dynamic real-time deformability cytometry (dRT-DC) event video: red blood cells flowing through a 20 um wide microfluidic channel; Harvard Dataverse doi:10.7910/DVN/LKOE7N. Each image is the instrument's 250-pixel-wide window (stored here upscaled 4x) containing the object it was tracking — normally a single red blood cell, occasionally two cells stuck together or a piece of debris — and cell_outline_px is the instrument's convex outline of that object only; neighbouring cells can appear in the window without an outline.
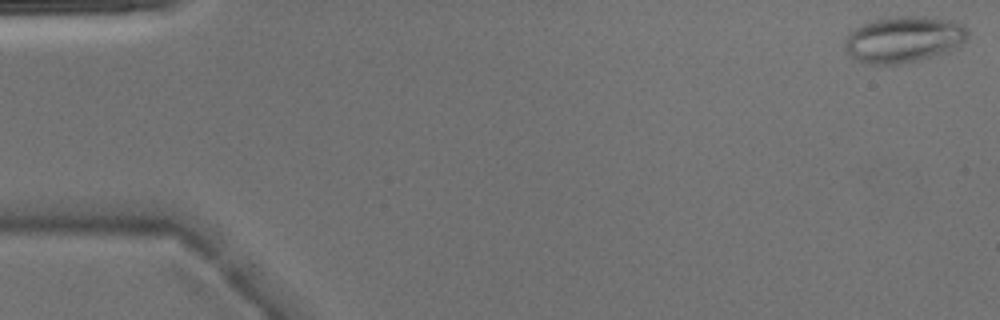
{"species": "Egyptian fruit bat (a non-hibernating species)", "species_latin": "Rousettus aegyptiacus", "temperature_condition": "warm", "stored_images_in_passage": 48, "camera_frame_rate_fps": 3000, "um_per_image_px": 0.085, "animal": {"sex": "male"}, "frame": {"image": 1, "passage_image": 1, "time_ms": 0.0, "image_size_px": [1000, 320], "cell_outline_px": [[968, 40], [956, 48], [948, 52], [920, 60], [900, 64], [868, 64], [852, 56], [844, 48], [844, 44], [848, 32], [872, 20], [896, 16], [924, 16], [956, 20], [964, 24], [968, 28]], "centroid_in_image_um": [76.89, 3.33], "position_along_channel_um": 8.1, "area_um2": 33.58}}